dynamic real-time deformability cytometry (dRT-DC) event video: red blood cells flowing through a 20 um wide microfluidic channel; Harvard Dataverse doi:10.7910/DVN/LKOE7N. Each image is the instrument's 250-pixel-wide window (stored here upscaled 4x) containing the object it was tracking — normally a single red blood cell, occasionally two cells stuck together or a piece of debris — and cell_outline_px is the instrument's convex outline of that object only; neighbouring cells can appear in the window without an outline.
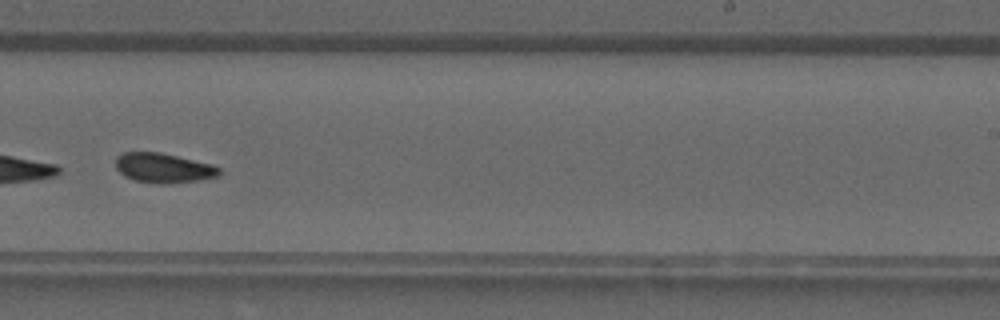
{"species": "common noctule bat (a hibernating species)", "species_latin": "Nyctalus noctula", "temperature_condition": "warm", "stored_images_in_passage": 26, "camera_frame_rate_fps": 3000, "um_per_image_px": 0.085, "animal": {"sex": "male", "forearm_length_mm": 52.5}, "frame": {"image": 1, "passage_image": 12, "time_ms": 3.667, "image_size_px": [1000, 320], "cell_outline_px": [[220, 176], [200, 180], [164, 184], [160, 184], [136, 180], [124, 176], [116, 168], [116, 156], [124, 152], [160, 152], [212, 164], [220, 168]], "centroid_in_image_um": [13.9, 14.27], "position_along_channel_um": 275.1, "area_um2": 17.92}}